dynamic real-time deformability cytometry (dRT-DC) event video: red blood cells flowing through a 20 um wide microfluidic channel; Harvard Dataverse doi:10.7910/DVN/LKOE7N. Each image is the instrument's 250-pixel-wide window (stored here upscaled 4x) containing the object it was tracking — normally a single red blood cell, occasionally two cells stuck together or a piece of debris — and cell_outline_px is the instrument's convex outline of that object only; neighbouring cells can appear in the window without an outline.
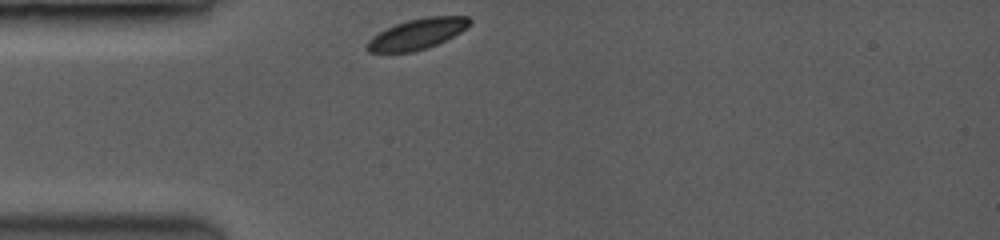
{"species": "common noctule bat (a hibernating species)", "species_latin": "Nyctalus noctula", "temperature_condition": "room temperature", "stored_images_in_passage": 27, "camera_frame_rate_fps": 3500, "um_per_image_px": 0.085, "animal": {"sex": "female", "body_mass_g": 19.0, "forearm_length_mm": 53.3}, "frame": {"image": 1, "passage_image": 1, "time_ms": 0.0, "image_size_px": [1000, 240], "cell_outline_px": [[472, 24], [460, 32], [436, 44], [412, 52], [368, 52], [364, 48], [368, 40], [372, 36], [396, 24], [408, 20], [428, 16], [468, 16], [472, 20]], "centroid_in_image_um": [35.46, 2.88], "position_along_channel_um": 49.5, "area_um2": 18.09}}
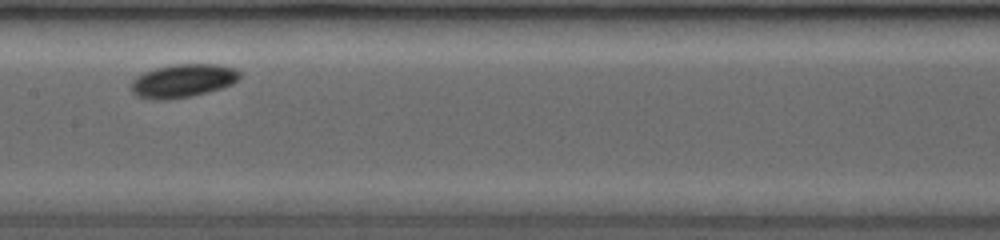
{"frame": {"image": 2, "passage_image": 13, "time_ms": 4.0, "image_size_px": [1000, 240], "cell_outline_px": [[240, 80], [232, 84], [220, 88], [188, 96], [136, 96], [132, 92], [132, 80], [136, 76], [144, 72], [156, 68], [176, 64], [220, 64], [236, 68], [240, 72]], "centroid_in_image_um": [15.64, 6.79], "position_along_channel_um": 191.8, "area_um2": 20.11}}
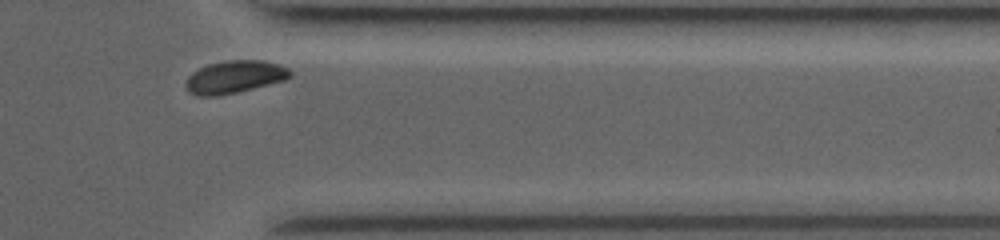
{"frame": {"image": 3, "passage_image": 27, "time_ms": 9.143, "image_size_px": [1000, 240], "cell_outline_px": [[292, 76], [284, 80], [236, 92], [216, 96], [196, 96], [188, 92], [184, 84], [188, 76], [192, 72], [208, 64], [228, 60], [260, 60], [276, 64], [288, 68], [292, 72]], "centroid_in_image_um": [19.89, 6.54], "position_along_channel_um": 391.5, "area_um2": 19.71}}